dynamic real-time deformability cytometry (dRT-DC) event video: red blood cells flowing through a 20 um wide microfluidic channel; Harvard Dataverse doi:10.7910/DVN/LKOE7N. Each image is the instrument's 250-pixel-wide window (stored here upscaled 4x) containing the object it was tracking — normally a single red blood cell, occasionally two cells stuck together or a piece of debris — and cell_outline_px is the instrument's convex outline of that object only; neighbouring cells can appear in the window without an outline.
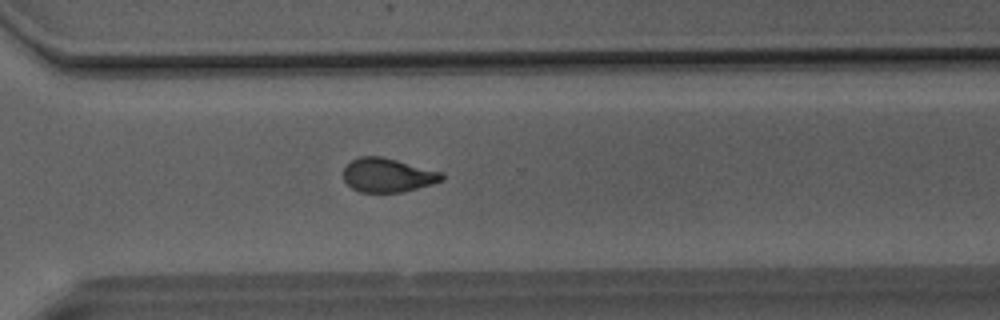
{"species": "Egyptian fruit bat (a non-hibernating species)", "species_latin": "Rousettus aegyptiacus", "temperature_condition": "room temperature", "stored_images_in_passage": 29, "camera_frame_rate_fps": 3000, "um_per_image_px": 0.085, "animal": {"sex": "male"}, "frame": {"image": 1, "passage_image": 24, "time_ms": 7.667, "image_size_px": [1000, 320], "cell_outline_px": [[444, 180], [432, 184], [404, 192], [360, 192], [352, 188], [344, 180], [344, 168], [352, 160], [360, 156], [384, 156], [440, 172], [444, 176]], "centroid_in_image_um": [32.95, 14.89], "position_along_channel_um": 337.6, "area_um2": 19.42}}
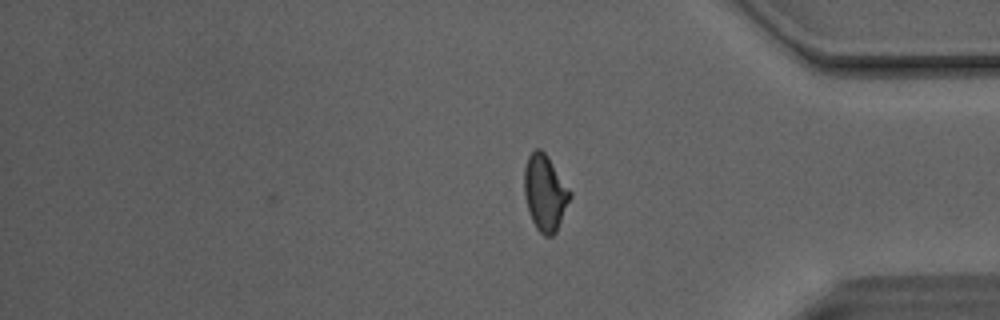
{"frame": {"image": 2, "passage_image": 29, "time_ms": 9.333, "image_size_px": [1000, 320], "cell_outline_px": [[572, 196], [556, 232], [552, 236], [544, 236], [536, 228], [532, 220], [524, 196], [524, 168], [528, 156], [536, 148], [540, 148], [548, 156], [572, 192]], "centroid_in_image_um": [46.33, 16.38], "position_along_channel_um": 388.9, "area_um2": 20.35}, "authors_computed_cell_mechanics": {"area_um2": 20.23, "velocity_mm_per_s": 4.1416, "shape_relaxation_time_tau1_ms": 10.2152, "shape_relaxation_time_tau2_ms": 1.4218, "deformation_change_tau1": 0.2203, "deformation_change_tau2": 0.0637}}